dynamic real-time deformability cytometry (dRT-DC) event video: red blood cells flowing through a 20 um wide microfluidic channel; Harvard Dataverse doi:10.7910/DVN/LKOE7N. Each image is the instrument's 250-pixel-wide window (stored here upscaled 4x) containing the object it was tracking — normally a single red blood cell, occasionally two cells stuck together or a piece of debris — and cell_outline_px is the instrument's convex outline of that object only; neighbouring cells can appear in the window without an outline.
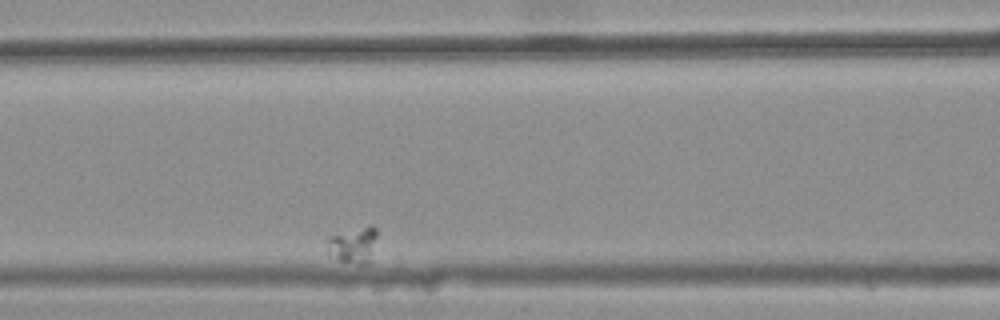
{"species": "common noctule bat (a hibernating species)", "species_latin": "Nyctalus noctula", "temperature_condition": "warm", "stored_images_in_passage": 35, "camera_frame_rate_fps": 3000, "um_per_image_px": 0.085, "animal": {"sex": "female", "body_mass_g": 25.1}, "frame": {"image": 1, "passage_image": 10, "time_ms": 3.0, "image_size_px": [1000, 320], "cell_outline_px": [[376, 236], [368, 264], [360, 264], [340, 260], [328, 256], [328, 240], [332, 236], [368, 224], [372, 224], [376, 228]], "centroid_in_image_um": [30.04, 20.81], "position_along_channel_um": 136.6, "area_um2": 10.23}}
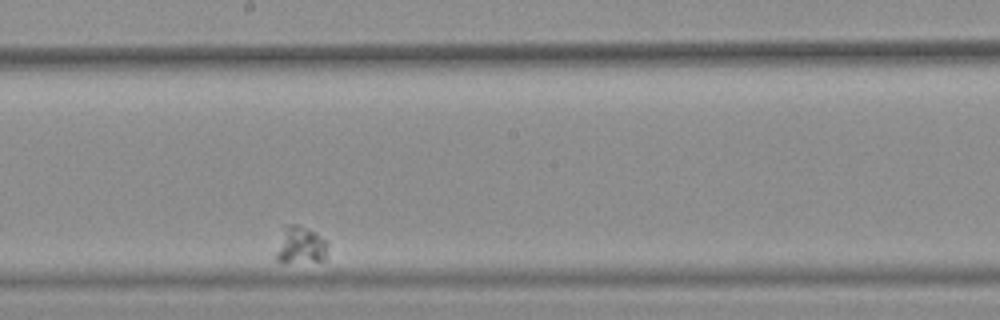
{"frame": {"image": 2, "passage_image": 20, "time_ms": 6.333, "image_size_px": [1000, 320], "cell_outline_px": [[328, 244], [324, 260], [276, 260], [276, 252], [284, 224], [296, 224], [312, 232], [324, 240]], "centroid_in_image_um": [25.52, 20.8], "position_along_channel_um": 222.7, "area_um2": 10.46}}